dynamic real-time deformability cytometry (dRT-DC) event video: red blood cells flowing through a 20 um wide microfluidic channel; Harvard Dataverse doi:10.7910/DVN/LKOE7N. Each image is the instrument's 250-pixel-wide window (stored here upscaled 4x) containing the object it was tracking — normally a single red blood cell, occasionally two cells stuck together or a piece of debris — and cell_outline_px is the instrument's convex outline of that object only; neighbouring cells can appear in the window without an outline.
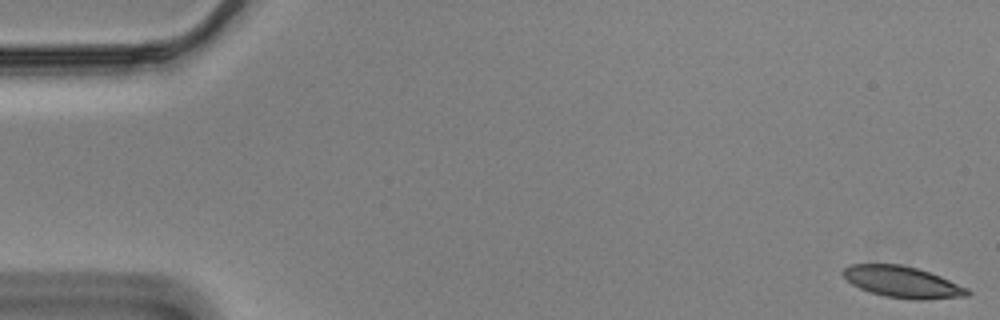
{"species": "Egyptian fruit bat (a non-hibernating species)", "species_latin": "Rousettus aegyptiacus", "temperature_condition": "cold", "stored_images_in_passage": 49, "camera_frame_rate_fps": 3000, "um_per_image_px": 0.085, "animal": {"sex": "male"}, "frame": {"image": 1, "passage_image": 1, "time_ms": 0.0, "image_size_px": [1000, 320], "cell_outline_px": [[972, 292], [968, 296], [920, 300], [916, 300], [884, 296], [860, 288], [852, 284], [840, 272], [848, 264], [900, 264], [916, 268], [940, 276], [968, 288]], "centroid_in_image_um": [76.71, 23.97], "position_along_channel_um": 8.3, "area_um2": 22.66}}
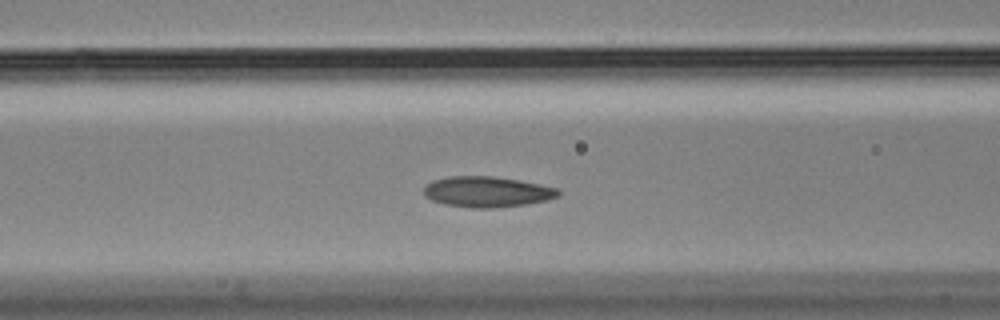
{"frame": {"image": 2, "passage_image": 23, "time_ms": 7.333, "image_size_px": [1000, 320], "cell_outline_px": [[560, 196], [528, 204], [496, 208], [472, 208], [444, 204], [432, 200], [424, 196], [424, 188], [432, 180], [448, 176], [492, 176], [540, 184], [560, 188]], "centroid_in_image_um": [41.4, 16.31], "position_along_channel_um": 125.2, "area_um2": 24.1}}
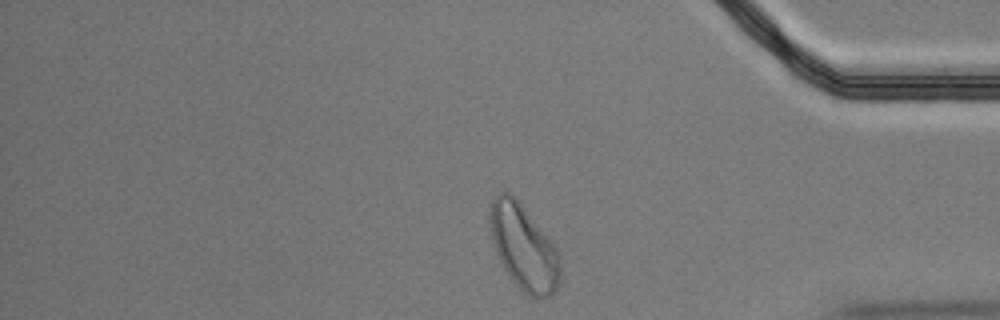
{"frame": {"image": 3, "passage_image": 48, "time_ms": 15.667, "image_size_px": [1000, 320], "cell_outline_px": [[560, 280], [556, 292], [552, 296], [540, 300], [528, 296], [512, 280], [504, 268], [496, 252], [492, 240], [488, 220], [488, 216], [492, 200], [496, 196], [504, 192], [508, 192], [520, 204], [556, 248], [560, 256]], "centroid_in_image_um": [44.52, 21.1], "position_along_channel_um": 390.7, "area_um2": 34.62}, "authors_computed_cell_mechanics": {"area_um2": 23.3512, "velocity_mm_per_s": 3.4461, "shape_relaxation_time_tau1_ms": 4.103, "shape_relaxation_time_tau2_ms": 1.6681, "deformation_change_tau1": 0.1228, "deformation_change_tau2": 0.0727}}